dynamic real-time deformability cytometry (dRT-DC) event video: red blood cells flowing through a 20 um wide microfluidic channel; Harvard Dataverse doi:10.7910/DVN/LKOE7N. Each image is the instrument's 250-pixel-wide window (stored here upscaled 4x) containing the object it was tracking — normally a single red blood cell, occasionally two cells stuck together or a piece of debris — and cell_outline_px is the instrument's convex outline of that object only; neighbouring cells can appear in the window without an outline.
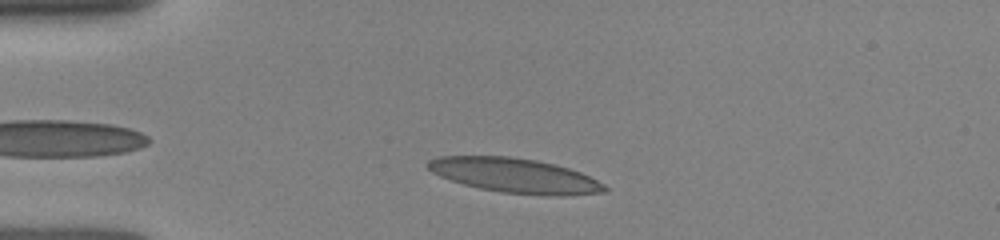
{"species": "human", "species_latin": "Homo sapiens", "temperature_condition": "room temperature", "stored_images_in_passage": 70, "camera_frame_rate_fps": 3000, "um_per_image_px": 0.085, "donor": {"sex": "female"}, "frame": {"image": 1, "passage_image": 9, "time_ms": 1.667, "image_size_px": [1000, 240], "cell_outline_px": [[608, 192], [564, 196], [504, 192], [480, 188], [464, 184], [440, 176], [432, 172], [424, 164], [428, 160], [436, 156], [508, 156], [536, 160], [568, 168], [580, 172], [604, 184], [608, 188]], "centroid_in_image_um": [43.75, 14.91], "position_along_channel_um": 41.3, "area_um2": 35.37}}
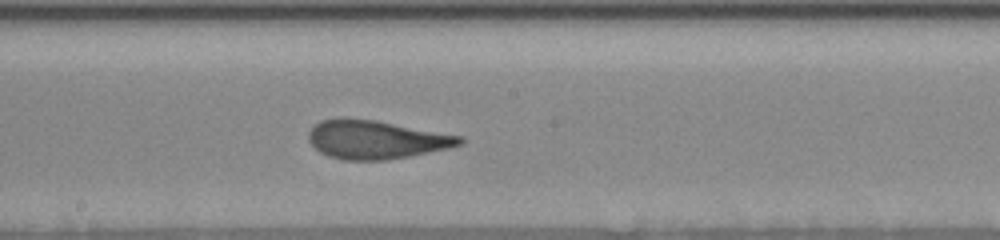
{"frame": {"image": 2, "passage_image": 35, "time_ms": 6.667, "image_size_px": [1000, 240], "cell_outline_px": [[464, 144], [452, 148], [408, 156], [384, 160], [344, 160], [328, 156], [320, 152], [308, 140], [308, 132], [320, 120], [336, 116], [340, 116], [376, 120], [464, 136]], "centroid_in_image_um": [31.98, 11.84], "position_along_channel_um": 216.2, "area_um2": 34.45}}
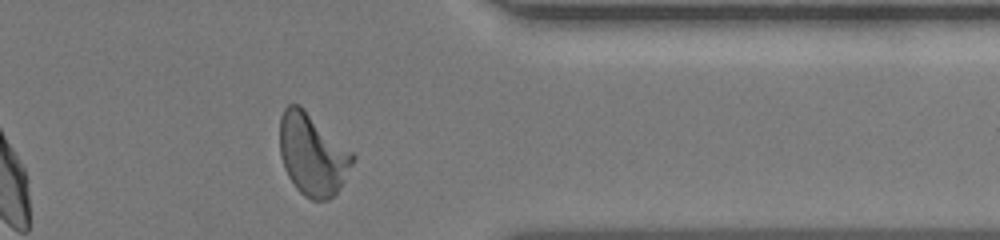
{"frame": {"image": 3, "passage_image": 64, "time_ms": 11.0, "image_size_px": [1000, 240], "cell_outline_px": [[356, 160], [336, 192], [328, 200], [312, 200], [304, 196], [296, 188], [288, 176], [284, 168], [280, 156], [280, 116], [284, 108], [288, 104], [300, 104], [352, 152], [356, 156]], "centroid_in_image_um": [26.55, 13.12], "position_along_channel_um": 384.9, "area_um2": 34.74}}